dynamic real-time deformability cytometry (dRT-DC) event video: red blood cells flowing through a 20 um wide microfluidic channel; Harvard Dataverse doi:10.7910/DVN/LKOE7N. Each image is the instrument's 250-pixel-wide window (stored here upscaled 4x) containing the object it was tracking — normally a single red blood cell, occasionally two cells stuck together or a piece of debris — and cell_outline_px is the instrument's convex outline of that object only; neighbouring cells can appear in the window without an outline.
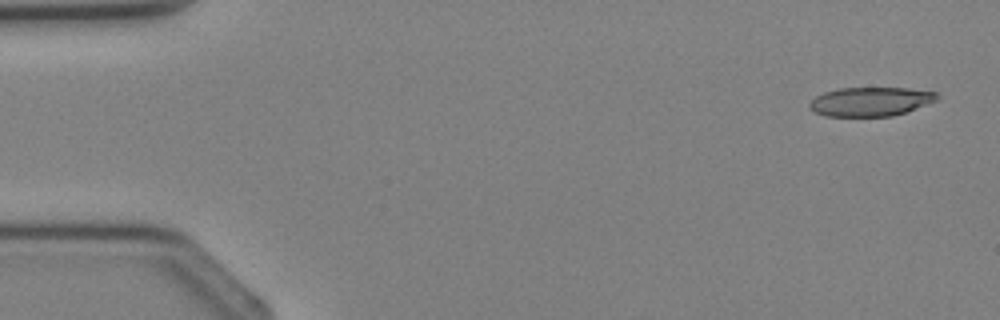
{"species": "Egyptian fruit bat (a non-hibernating species)", "species_latin": "Rousettus aegyptiacus", "temperature_condition": "cold", "stored_images_in_passage": 3, "camera_frame_rate_fps": 3000, "um_per_image_px": 0.085, "animal": {"sex": "female"}, "frame": {"image": 1, "passage_image": 1, "time_ms": 0.0, "image_size_px": [1000, 320], "cell_outline_px": [[940, 96], [936, 100], [904, 112], [892, 116], [824, 116], [816, 112], [808, 104], [816, 96], [824, 92], [840, 88], [908, 88], [936, 92]], "centroid_in_image_um": [73.99, 8.63], "position_along_channel_um": 11.0, "area_um2": 21.27}}